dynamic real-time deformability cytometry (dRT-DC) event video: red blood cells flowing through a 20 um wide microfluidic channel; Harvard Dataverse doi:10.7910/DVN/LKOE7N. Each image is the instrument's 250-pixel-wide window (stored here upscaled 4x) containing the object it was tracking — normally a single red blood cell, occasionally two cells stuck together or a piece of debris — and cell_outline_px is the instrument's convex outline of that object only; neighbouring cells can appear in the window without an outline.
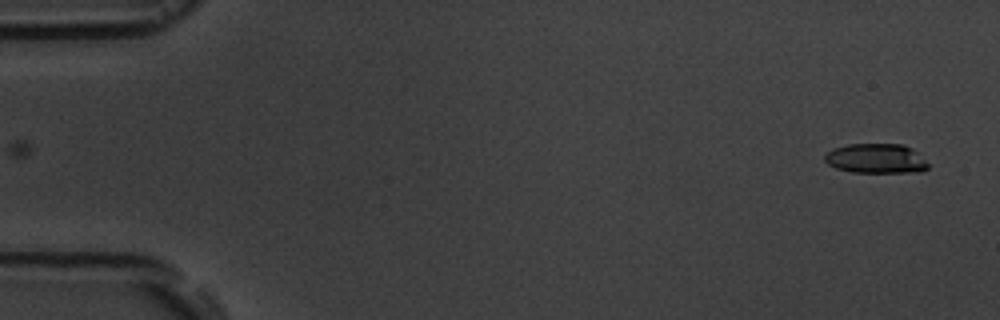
{"species": "common noctule bat (a hibernating species)", "species_latin": "Nyctalus noctula", "temperature_condition": "room temperature", "stored_images_in_passage": 3, "camera_frame_rate_fps": 3000, "um_per_image_px": 0.085, "animal": {"sex": "male", "body_mass_g": 19.5, "forearm_length_mm": 54.6}, "frame": {"image": 1, "passage_image": 3, "time_ms": 2.333, "image_size_px": [1000, 320], "cell_outline_px": [[928, 168], [920, 172], [852, 172], [836, 168], [828, 164], [824, 160], [824, 156], [832, 148], [848, 144], [904, 144], [912, 148], [928, 164]], "centroid_in_image_um": [74.44, 13.47], "position_along_channel_um": 10.6, "area_um2": 17.86}}